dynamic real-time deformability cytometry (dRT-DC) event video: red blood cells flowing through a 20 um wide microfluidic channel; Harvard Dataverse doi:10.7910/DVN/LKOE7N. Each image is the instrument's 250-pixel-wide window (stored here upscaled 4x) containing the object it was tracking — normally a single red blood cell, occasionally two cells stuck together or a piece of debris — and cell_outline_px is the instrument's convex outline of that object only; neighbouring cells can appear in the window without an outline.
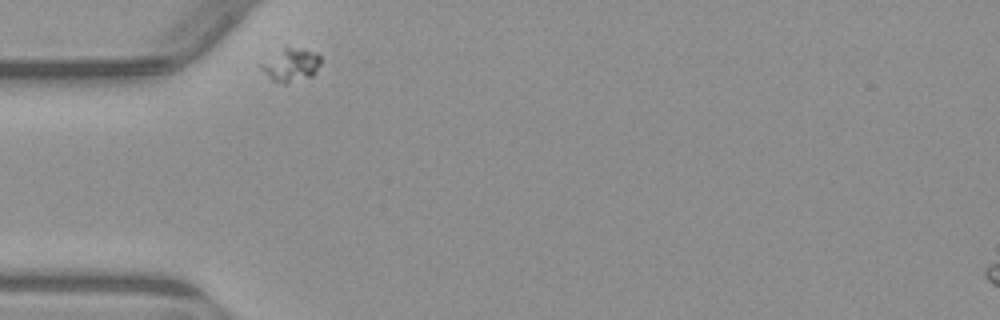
{"species": "common noctule bat (a hibernating species)", "species_latin": "Nyctalus noctula", "temperature_condition": "warm", "stored_images_in_passage": 2, "camera_frame_rate_fps": 3000, "um_per_image_px": 0.085, "animal": {"sex": "male", "body_mass_g": 23.1, "forearm_length_mm": 52.7}, "frame": {"image": 1, "passage_image": 1, "time_ms": 0.0, "image_size_px": [1000, 320], "cell_outline_px": [[320, 64], [316, 72], [312, 76], [284, 84], [272, 80], [260, 68], [260, 64], [284, 44], [320, 56]], "centroid_in_image_um": [24.68, 5.5], "position_along_channel_um": 60.3, "area_um2": 11.44}}
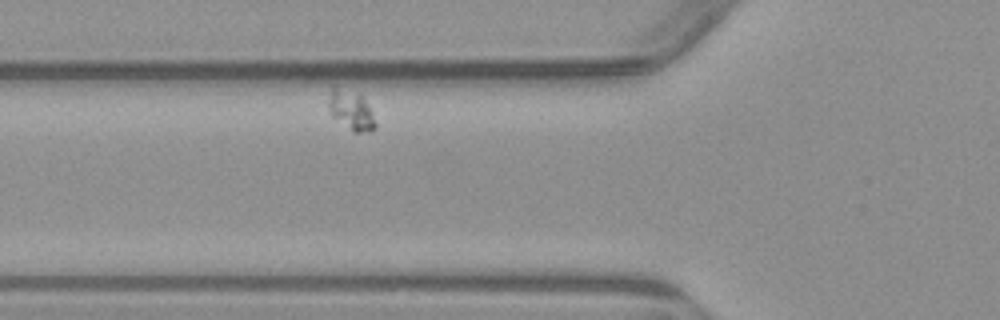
{"frame": {"image": 2, "passage_image": 2, "time_ms": 1.333, "image_size_px": [1000, 320], "cell_outline_px": [[376, 128], [372, 132], [356, 132], [332, 116], [328, 108], [328, 104], [332, 88], [360, 92], [372, 112], [376, 124]], "centroid_in_image_um": [29.89, 9.38], "position_along_channel_um": 95.9, "area_um2": 10.52}}